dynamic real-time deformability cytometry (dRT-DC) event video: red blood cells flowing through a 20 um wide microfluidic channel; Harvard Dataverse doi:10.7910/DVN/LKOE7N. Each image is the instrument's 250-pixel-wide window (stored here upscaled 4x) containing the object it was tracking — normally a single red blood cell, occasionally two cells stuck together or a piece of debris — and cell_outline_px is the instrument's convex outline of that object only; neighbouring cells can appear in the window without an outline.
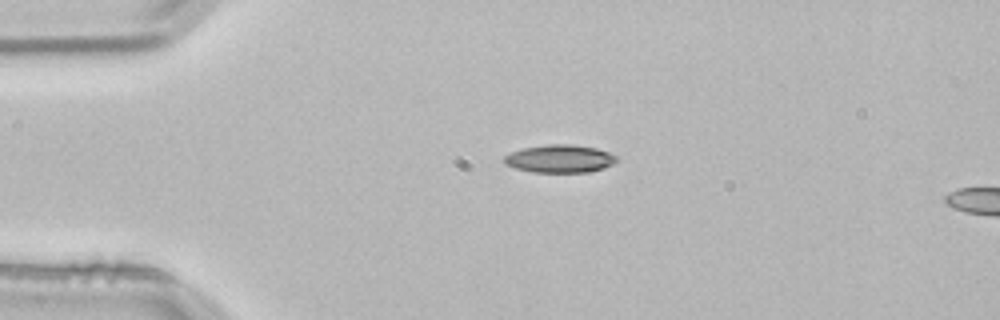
{"species": "common noctule bat (a hibernating species)", "species_latin": "Nyctalus noctula", "temperature_condition": "room temperature", "stored_images_in_passage": 3, "camera_frame_rate_fps": 3000, "um_per_image_px": 0.085, "animal": {"sex": "male", "body_mass_g": 21.5, "forearm_length_mm": 52.0}, "frame": {"image": 1, "passage_image": 3, "time_ms": 0.667, "image_size_px": [1000, 320], "cell_outline_px": [[616, 160], [612, 164], [604, 168], [588, 172], [532, 172], [516, 168], [504, 164], [504, 156], [512, 152], [524, 148], [548, 144], [572, 144], [596, 148], [608, 152], [616, 156]], "centroid_in_image_um": [47.57, 13.49], "position_along_channel_um": 37.4, "area_um2": 18.15}}